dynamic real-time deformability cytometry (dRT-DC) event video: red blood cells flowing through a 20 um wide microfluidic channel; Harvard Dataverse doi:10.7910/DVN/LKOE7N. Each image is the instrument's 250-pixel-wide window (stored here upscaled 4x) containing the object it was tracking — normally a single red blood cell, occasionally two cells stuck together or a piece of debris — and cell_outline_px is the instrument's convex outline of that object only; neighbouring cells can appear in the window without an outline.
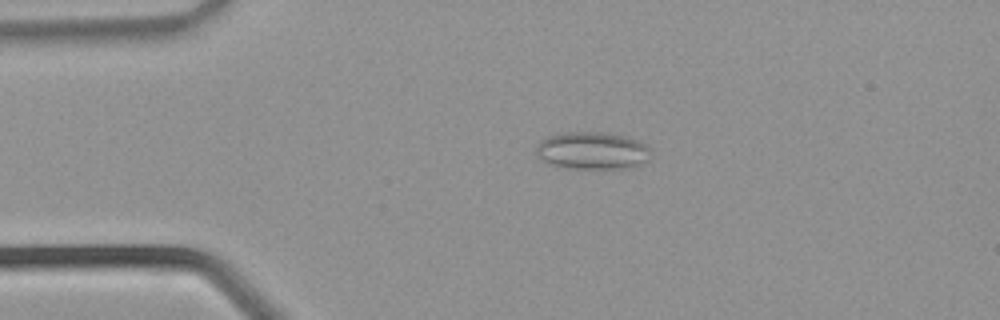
{"species": "common noctule bat (a hibernating species)", "species_latin": "Nyctalus noctula", "temperature_condition": "warm", "stored_images_in_passage": 35, "camera_frame_rate_fps": 3000, "um_per_image_px": 0.085, "animal": {"sex": "male", "body_mass_g": 21.5, "forearm_length_mm": 52.0}, "frame": {"image": 1, "passage_image": 8, "time_ms": 2.333, "image_size_px": [1000, 320], "cell_outline_px": [[652, 148], [648, 160], [640, 164], [628, 168], [564, 168], [548, 164], [540, 160], [536, 156], [536, 144], [540, 140], [548, 136], [564, 132], [604, 132], [624, 136], [636, 140]], "centroid_in_image_um": [50.3, 12.81], "position_along_channel_um": 34.7, "area_um2": 25.32}}
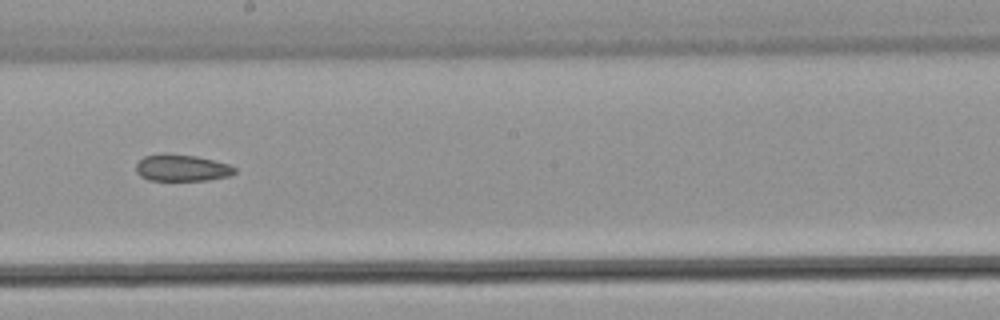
{"frame": {"image": 2, "passage_image": 20, "time_ms": 6.333, "image_size_px": [1000, 320], "cell_outline_px": [[236, 172], [228, 176], [208, 180], [148, 180], [140, 176], [136, 172], [136, 164], [144, 156], [164, 152], [168, 152], [196, 156], [228, 164], [236, 168]], "centroid_in_image_um": [15.42, 14.25], "position_along_channel_um": 232.8, "area_um2": 15.49}}
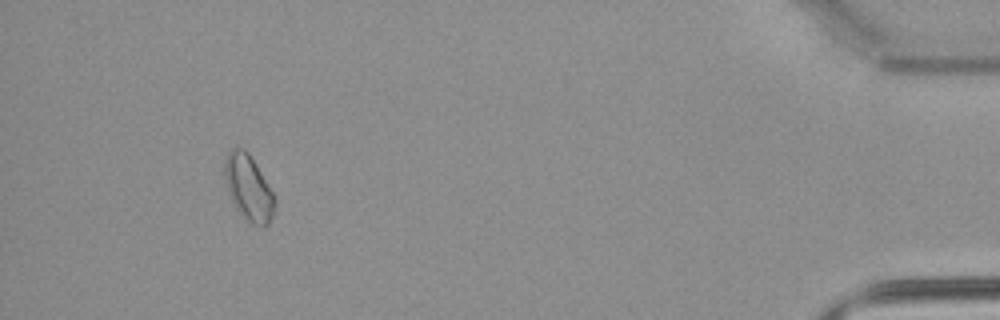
{"frame": {"image": 3, "passage_image": 33, "time_ms": 10.667, "image_size_px": [1000, 320], "cell_outline_px": [[276, 204], [272, 216], [268, 224], [264, 228], [252, 224], [244, 220], [236, 208], [228, 192], [224, 176], [224, 160], [228, 152], [232, 148], [244, 148], [248, 152], [272, 192], [276, 200]], "centroid_in_image_um": [21.11, 16.0], "position_along_channel_um": 414.1, "area_um2": 19.13}}